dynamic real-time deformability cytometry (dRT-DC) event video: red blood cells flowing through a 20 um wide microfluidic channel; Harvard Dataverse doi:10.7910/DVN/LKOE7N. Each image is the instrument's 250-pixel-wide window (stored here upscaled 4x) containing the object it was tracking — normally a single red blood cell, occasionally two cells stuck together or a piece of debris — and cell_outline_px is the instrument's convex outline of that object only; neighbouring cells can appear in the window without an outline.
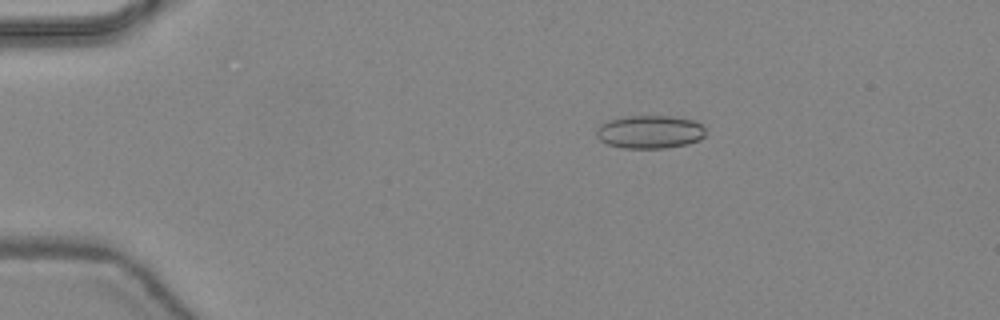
{"species": "common noctule bat (a hibernating species)", "species_latin": "Nyctalus noctula", "temperature_condition": "warm", "stored_images_in_passage": 48, "camera_frame_rate_fps": 3000, "um_per_image_px": 0.085, "animal": {"sex": "female", "body_mass_g": 24.6, "forearm_length_mm": 56.2}, "frame": {"image": 1, "passage_image": 10, "time_ms": 3.0, "image_size_px": [1000, 320], "cell_outline_px": [[704, 136], [700, 140], [688, 144], [664, 148], [624, 148], [608, 144], [600, 140], [596, 136], [596, 128], [600, 124], [608, 120], [624, 116], [672, 116], [696, 120], [704, 124]], "centroid_in_image_um": [55.25, 11.2], "position_along_channel_um": 29.8, "area_um2": 21.39}}
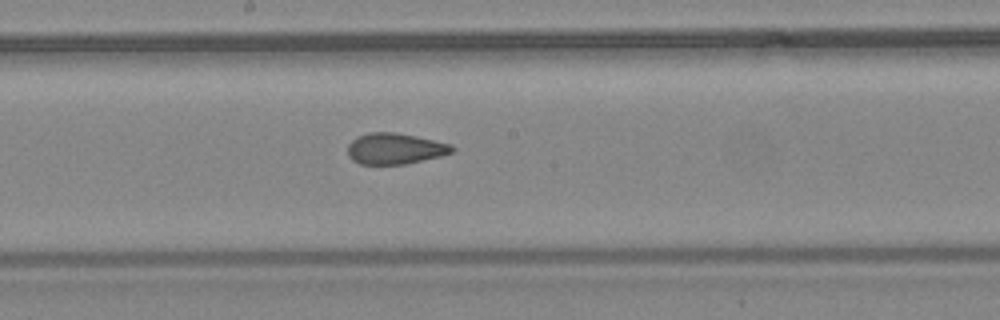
{"frame": {"image": 2, "passage_image": 27, "time_ms": 8.667, "image_size_px": [1000, 320], "cell_outline_px": [[456, 148], [452, 152], [440, 156], [404, 164], [360, 164], [352, 160], [348, 156], [348, 144], [356, 136], [368, 132], [392, 132], [416, 136], [452, 144]], "centroid_in_image_um": [33.55, 12.63], "position_along_channel_um": 214.6, "area_um2": 18.9}}
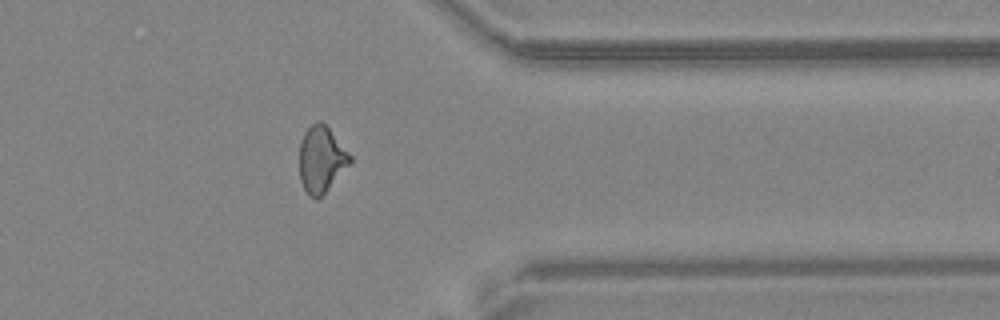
{"frame": {"image": 3, "passage_image": 39, "time_ms": 12.667, "image_size_px": [1000, 320], "cell_outline_px": [[352, 160], [324, 192], [316, 200], [308, 196], [300, 180], [300, 140], [304, 132], [316, 120], [320, 120], [328, 128], [352, 156]], "centroid_in_image_um": [27.28, 13.53], "position_along_channel_um": 384.1, "area_um2": 19.13}, "authors_computed_cell_mechanics": {"area_um2": 19.7676, "velocity_mm_per_s": 4.459, "shape_relaxation_time_tau1_ms": null, "shape_relaxation_time_tau2_ms": 1.3264, "deformation_change_tau1": null, "deformation_change_tau2": 0.075}}